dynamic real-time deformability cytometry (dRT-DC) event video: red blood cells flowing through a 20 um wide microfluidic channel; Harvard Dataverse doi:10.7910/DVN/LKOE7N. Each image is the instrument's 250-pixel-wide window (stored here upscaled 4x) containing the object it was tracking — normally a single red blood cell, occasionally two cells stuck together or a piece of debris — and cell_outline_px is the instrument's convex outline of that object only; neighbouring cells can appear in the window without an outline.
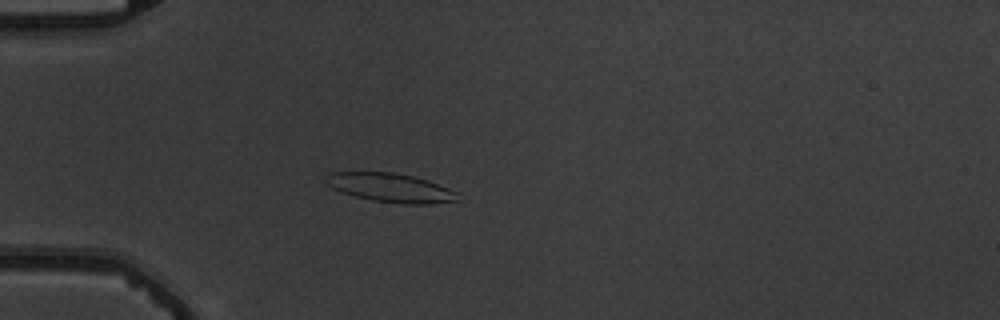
{"species": "common noctule bat (a hibernating species)", "species_latin": "Nyctalus noctula", "temperature_condition": "warm", "stored_images_in_passage": 52, "camera_frame_rate_fps": 3000, "um_per_image_px": 0.085, "animal": {"sex": "male", "body_mass_g": 19.5, "forearm_length_mm": 54.6}, "frame": {"image": 1, "passage_image": 13, "time_ms": 4.0, "image_size_px": [1000, 320], "cell_outline_px": [[460, 200], [432, 204], [400, 204], [372, 200], [356, 196], [332, 188], [324, 184], [324, 176], [328, 172], [392, 172], [412, 176], [448, 188], [456, 192]], "centroid_in_image_um": [33.14, 15.96], "position_along_channel_um": 51.9, "area_um2": 22.14}}
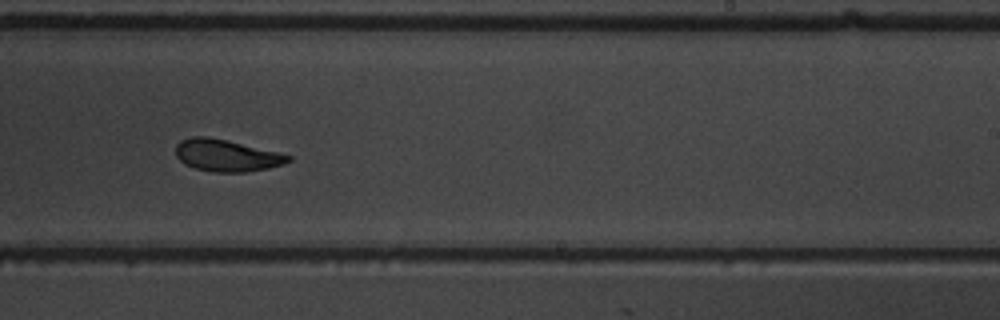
{"frame": {"image": 2, "passage_image": 32, "time_ms": 10.333, "image_size_px": [1000, 320], "cell_outline_px": [[292, 160], [284, 164], [268, 168], [248, 172], [212, 172], [196, 168], [184, 164], [176, 156], [176, 144], [180, 140], [192, 136], [208, 136], [228, 140], [292, 156]], "centroid_in_image_um": [19.23, 13.21], "position_along_channel_um": 269.8, "area_um2": 20.98}}
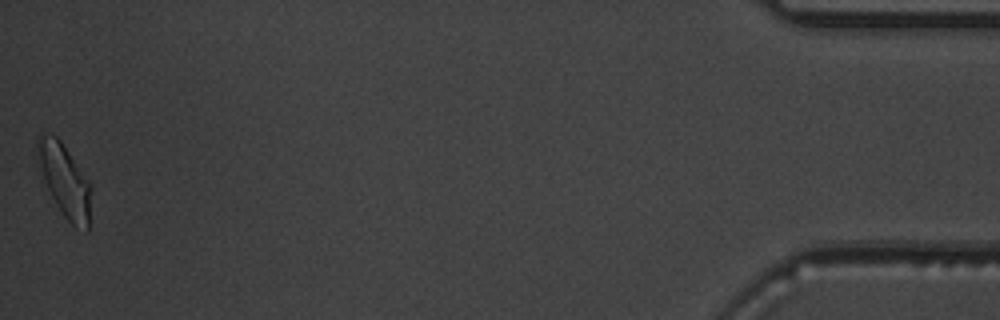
{"frame": {"image": 3, "passage_image": 52, "time_ms": 17.0, "image_size_px": [1000, 320], "cell_outline_px": [[92, 188], [88, 232], [72, 224], [64, 216], [56, 204], [48, 188], [44, 176], [36, 144], [36, 136], [40, 132], [56, 136], [60, 140], [88, 180]], "centroid_in_image_um": [5.53, 15.34], "position_along_channel_um": 429.7, "area_um2": 22.08}, "authors_computed_cell_mechanics": {"area_um2": 21.8195, "velocity_mm_per_s": 3.6887, "shape_relaxation_time_tau1_ms": 4.5959, "shape_relaxation_time_tau2_ms": 2.034, "deformation_change_tau1": 0.1726, "deformation_change_tau2": 0.086}}